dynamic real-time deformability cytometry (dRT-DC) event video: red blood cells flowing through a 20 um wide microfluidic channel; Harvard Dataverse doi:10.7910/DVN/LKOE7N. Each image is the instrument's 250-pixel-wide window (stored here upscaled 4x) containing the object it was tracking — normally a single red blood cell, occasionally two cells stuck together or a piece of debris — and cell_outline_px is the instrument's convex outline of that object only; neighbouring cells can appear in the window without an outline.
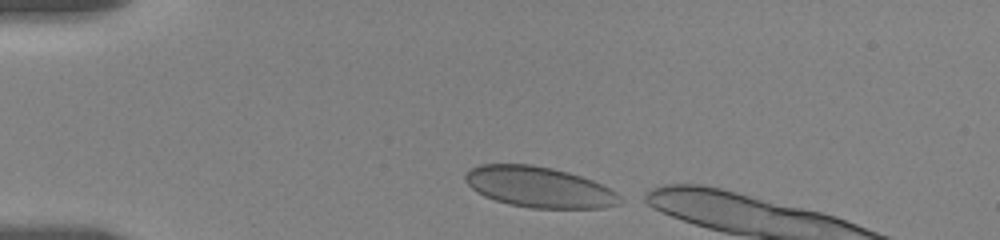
{"species": "human", "species_latin": "Homo sapiens", "temperature_condition": "room temperature", "stored_images_in_passage": 12, "segment_of_instrument_passage": [1, 2], "camera_frame_rate_fps": 3000, "um_per_image_px": 0.085, "donor": {"sex": "female"}, "frame": {"image": 1, "passage_image": 1, "time_ms": 0.0, "image_size_px": [1000, 240], "cell_outline_px": [[628, 200], [620, 204], [604, 208], [532, 208], [508, 204], [484, 196], [476, 192], [464, 180], [464, 176], [472, 168], [480, 164], [532, 164], [552, 168], [568, 172], [592, 180], [616, 192]], "centroid_in_image_um": [45.86, 15.91], "position_along_channel_um": 39.1, "area_um2": 36.88}}
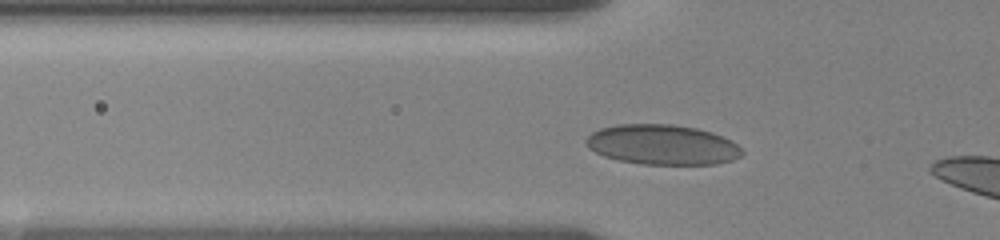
{"frame": {"image": 2, "passage_image": 6, "time_ms": 2.0, "image_size_px": [1000, 240], "cell_outline_px": [[744, 152], [740, 156], [732, 160], [716, 164], [640, 164], [620, 160], [604, 156], [588, 148], [584, 140], [592, 132], [600, 128], [616, 124], [672, 124], [696, 128], [712, 132], [732, 140]], "centroid_in_image_um": [56.29, 12.29], "position_along_channel_um": 69.5, "area_um2": 36.47}}
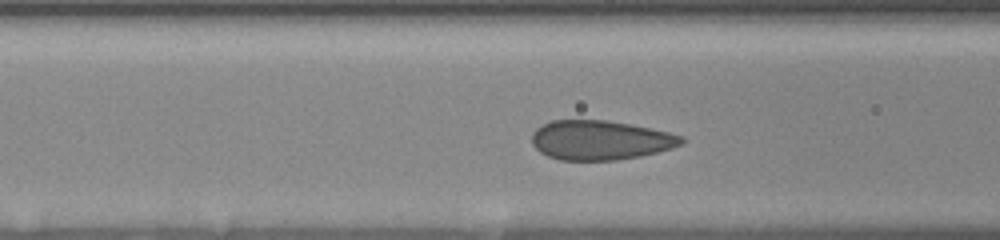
{"frame": {"image": 3, "passage_image": 9, "time_ms": 3.333, "image_size_px": [1000, 240], "cell_outline_px": [[684, 144], [672, 148], [640, 156], [616, 160], [560, 160], [548, 156], [540, 152], [532, 144], [532, 132], [536, 128], [552, 120], [608, 120], [668, 132], [684, 136]], "centroid_in_image_um": [51.02, 11.91], "position_along_channel_um": 115.6, "area_um2": 34.33}}